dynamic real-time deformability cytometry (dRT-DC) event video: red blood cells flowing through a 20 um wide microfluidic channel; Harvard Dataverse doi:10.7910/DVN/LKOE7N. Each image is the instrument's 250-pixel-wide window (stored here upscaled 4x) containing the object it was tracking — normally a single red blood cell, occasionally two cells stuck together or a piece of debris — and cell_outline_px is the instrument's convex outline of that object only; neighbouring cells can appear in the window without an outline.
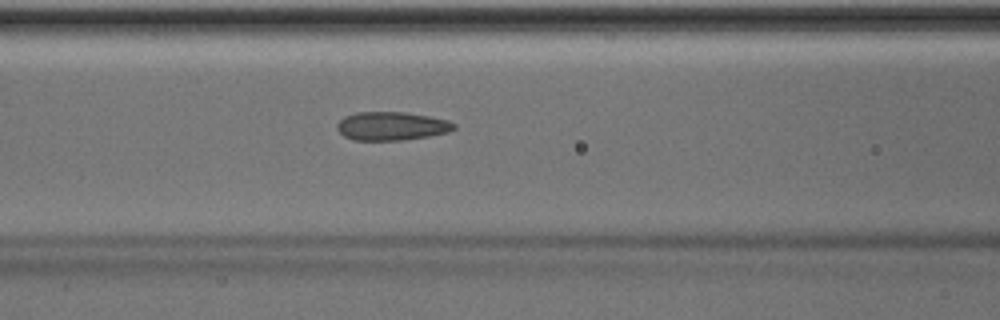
{"species": "Egyptian fruit bat (a non-hibernating species)", "species_latin": "Rousettus aegyptiacus", "temperature_condition": "room temperature", "stored_images_in_passage": 41, "camera_frame_rate_fps": 3000, "um_per_image_px": 0.085, "animal": {"sex": "male"}, "frame": {"image": 1, "passage_image": 12, "time_ms": 3.667, "image_size_px": [1000, 320], "cell_outline_px": [[456, 128], [448, 132], [428, 136], [404, 140], [352, 140], [344, 136], [336, 128], [336, 124], [344, 116], [356, 112], [404, 112], [428, 116], [448, 120], [456, 124]], "centroid_in_image_um": [33.27, 10.71], "position_along_channel_um": 133.3, "area_um2": 19.48}}
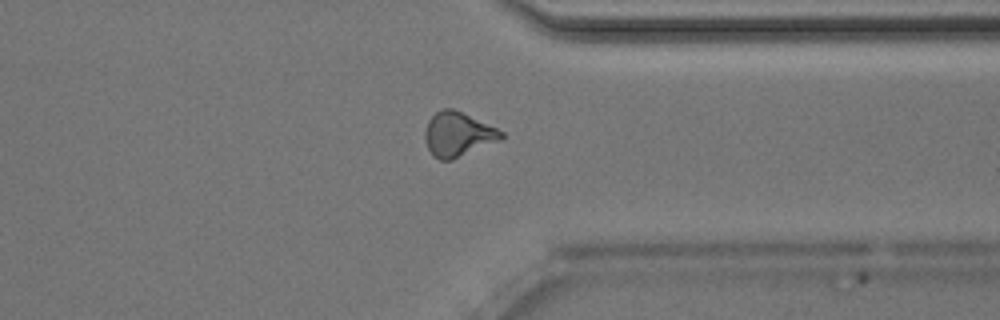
{"frame": {"image": 2, "passage_image": 30, "time_ms": 9.667, "image_size_px": [1000, 320], "cell_outline_px": [[504, 136], [500, 140], [452, 160], [440, 160], [432, 156], [424, 140], [424, 132], [428, 120], [440, 108], [452, 108], [496, 128], [504, 132]], "centroid_in_image_um": [38.88, 11.42], "position_along_channel_um": 372.5, "area_um2": 19.65}, "authors_computed_cell_mechanics": {"area_um2": 19.1896, "velocity_mm_per_s": 4.0257, "shape_relaxation_time_tau1_ms": null, "shape_relaxation_time_tau2_ms": 1.2378, "deformation_change_tau1": null, "deformation_change_tau2": 0.0802}}